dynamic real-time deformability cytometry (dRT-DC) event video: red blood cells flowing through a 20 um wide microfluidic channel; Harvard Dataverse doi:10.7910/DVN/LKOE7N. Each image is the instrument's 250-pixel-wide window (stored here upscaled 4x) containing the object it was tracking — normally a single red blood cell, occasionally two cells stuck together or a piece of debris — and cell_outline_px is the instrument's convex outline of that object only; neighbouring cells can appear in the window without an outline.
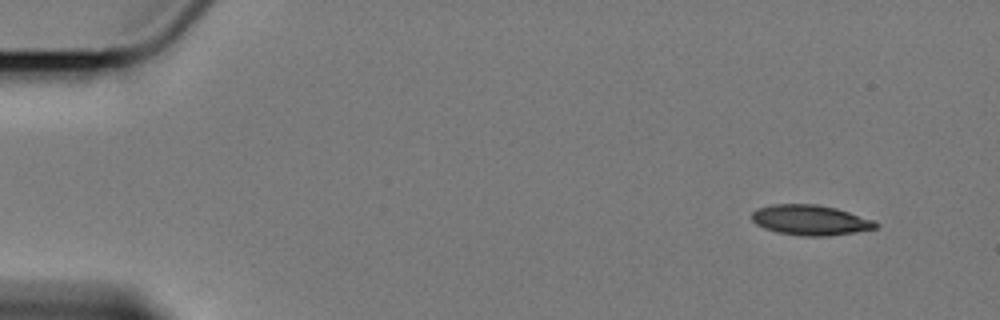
{"species": "Egyptian fruit bat (a non-hibernating species)", "species_latin": "Rousettus aegyptiacus", "temperature_condition": "cold", "stored_images_in_passage": 6, "camera_frame_rate_fps": 3000, "um_per_image_px": 0.085, "animal": {"sex": "female"}, "frame": {"image": 1, "passage_image": 1, "time_ms": 0.0, "image_size_px": [1000, 320], "cell_outline_px": [[880, 224], [876, 228], [856, 232], [828, 236], [804, 236], [776, 232], [764, 228], [756, 224], [752, 220], [752, 212], [756, 208], [772, 204], [816, 204], [836, 208], [872, 220]], "centroid_in_image_um": [68.85, 18.71], "position_along_channel_um": 16.2, "area_um2": 21.79}}
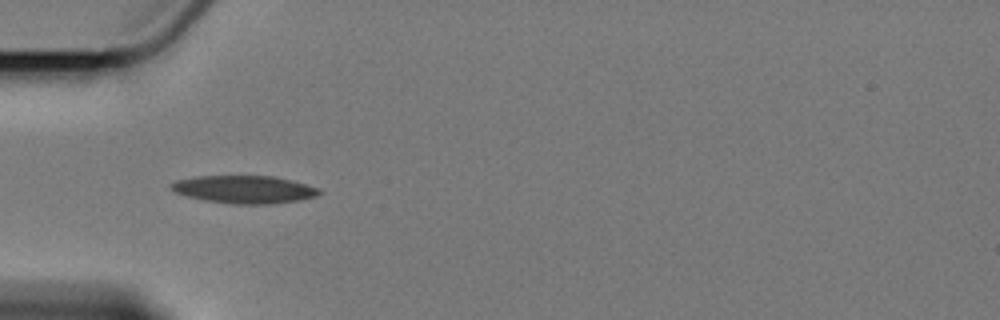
{"frame": {"image": 2, "passage_image": 5, "time_ms": 4.667, "image_size_px": [1000, 320], "cell_outline_px": [[324, 192], [316, 196], [296, 200], [268, 204], [232, 204], [204, 200], [188, 196], [176, 192], [168, 184], [176, 180], [196, 176], [272, 176], [292, 180], [320, 188]], "centroid_in_image_um": [20.77, 16.09], "position_along_channel_um": 64.2, "area_um2": 23.87}}
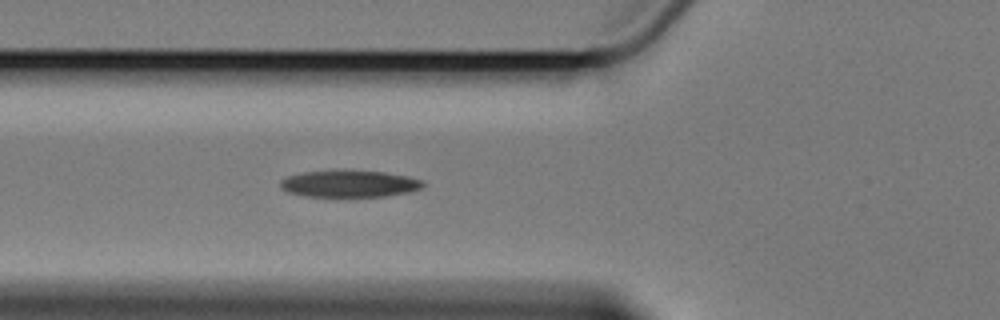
{"frame": {"image": 3, "passage_image": 6, "time_ms": 5.667, "image_size_px": [1000, 320], "cell_outline_px": [[424, 184], [420, 188], [408, 192], [384, 196], [348, 200], [304, 196], [288, 192], [280, 188], [280, 180], [288, 176], [304, 172], [384, 172], [408, 176], [424, 180]], "centroid_in_image_um": [29.68, 15.7], "position_along_channel_um": 96.1, "area_um2": 22.77}}